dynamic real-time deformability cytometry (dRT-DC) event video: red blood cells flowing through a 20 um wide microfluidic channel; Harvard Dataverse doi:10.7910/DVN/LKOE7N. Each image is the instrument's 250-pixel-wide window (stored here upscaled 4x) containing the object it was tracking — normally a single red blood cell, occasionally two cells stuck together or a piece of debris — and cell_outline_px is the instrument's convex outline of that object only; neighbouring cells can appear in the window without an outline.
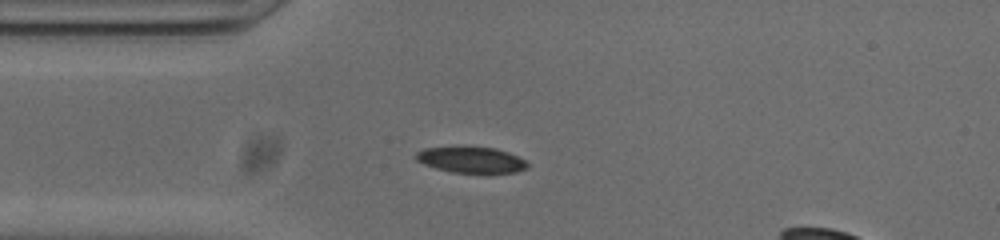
{"species": "common noctule bat (a hibernating species)", "species_latin": "Nyctalus noctula", "temperature_condition": "cold", "stored_images_in_passage": 36, "camera_frame_rate_fps": 3000, "um_per_image_px": 0.085, "animal": {"sex": "male", "body_mass_g": 20.0, "forearm_length_mm": 53.3}, "frame": {"image": 1, "passage_image": 1, "time_ms": 0.0, "image_size_px": [1000, 240], "cell_outline_px": [[528, 168], [516, 172], [452, 172], [436, 168], [424, 164], [416, 160], [416, 152], [424, 148], [496, 148], [508, 152], [524, 160], [528, 164]], "centroid_in_image_um": [40.05, 13.6], "position_along_channel_um": 44.9, "area_um2": 16.3}}
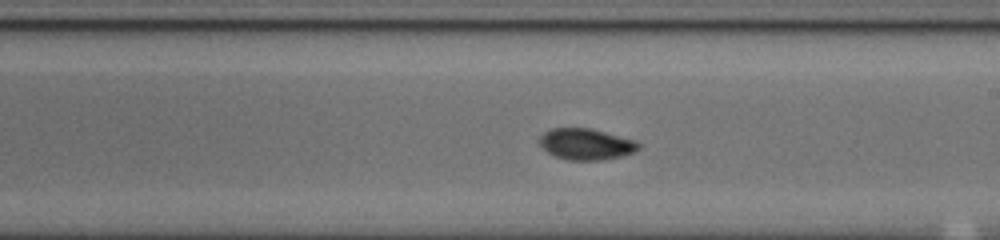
{"frame": {"image": 2, "passage_image": 17, "time_ms": 5.333, "image_size_px": [1000, 240], "cell_outline_px": [[640, 148], [636, 152], [620, 156], [600, 160], [568, 160], [556, 156], [548, 152], [540, 144], [540, 136], [544, 132], [552, 128], [592, 128], [636, 140], [640, 144]], "centroid_in_image_um": [49.85, 12.24], "position_along_channel_um": 239.1, "area_um2": 18.03}}
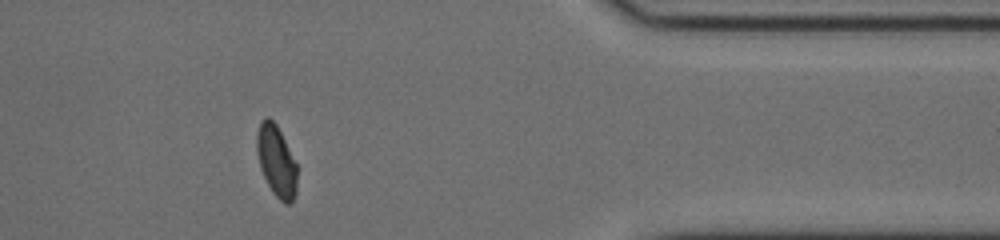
{"frame": {"image": 3, "passage_image": 31, "time_ms": 10.0, "image_size_px": [1000, 240], "cell_outline_px": [[296, 192], [292, 200], [288, 204], [284, 204], [272, 192], [260, 168], [256, 148], [256, 132], [260, 120], [264, 116], [268, 116], [276, 124], [296, 164]], "centroid_in_image_um": [23.45, 13.65], "position_along_channel_um": 387.9, "area_um2": 16.59}, "authors_computed_cell_mechanics": {"area_um2": 17.5423, "velocity_mm_per_s": 3.8202, "shape_relaxation_time_tau1_ms": 6.1918, "shape_relaxation_time_tau2_ms": 2.6134, "deformation_change_tau1": 0.1736, "deformation_change_tau2": 0.0578}}